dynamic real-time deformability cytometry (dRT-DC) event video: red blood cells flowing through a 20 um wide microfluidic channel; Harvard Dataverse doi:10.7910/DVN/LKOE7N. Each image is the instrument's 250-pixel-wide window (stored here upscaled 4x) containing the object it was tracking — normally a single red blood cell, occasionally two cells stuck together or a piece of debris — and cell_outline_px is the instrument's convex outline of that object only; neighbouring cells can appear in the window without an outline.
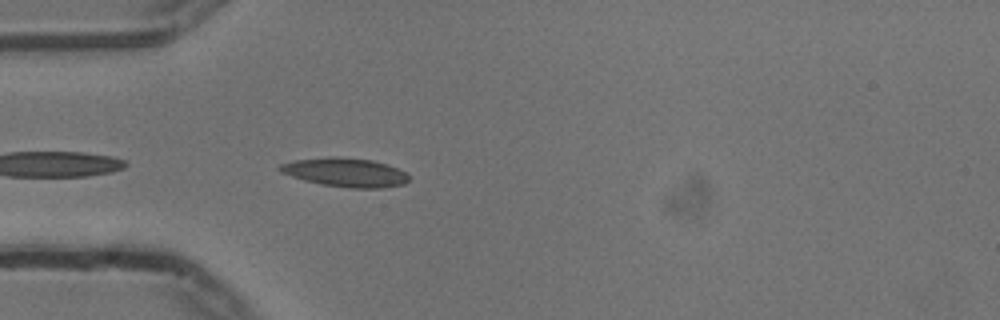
{"species": "common noctule bat (a hibernating species)", "species_latin": "Nyctalus noctula", "temperature_condition": "cold", "stored_images_in_passage": 11, "camera_frame_rate_fps": 3000, "um_per_image_px": 0.085, "animal": {"sex": "male", "body_mass_g": 13.3}, "frame": {"image": 1, "passage_image": 2, "time_ms": 0.333, "image_size_px": [1000, 320], "cell_outline_px": [[408, 180], [404, 184], [384, 188], [348, 188], [320, 184], [304, 180], [280, 172], [276, 168], [280, 164], [296, 160], [328, 156], [336, 156], [372, 160], [396, 168], [404, 172], [408, 176]], "centroid_in_image_um": [29.31, 14.65], "position_along_channel_um": 55.7, "area_um2": 21.68}}